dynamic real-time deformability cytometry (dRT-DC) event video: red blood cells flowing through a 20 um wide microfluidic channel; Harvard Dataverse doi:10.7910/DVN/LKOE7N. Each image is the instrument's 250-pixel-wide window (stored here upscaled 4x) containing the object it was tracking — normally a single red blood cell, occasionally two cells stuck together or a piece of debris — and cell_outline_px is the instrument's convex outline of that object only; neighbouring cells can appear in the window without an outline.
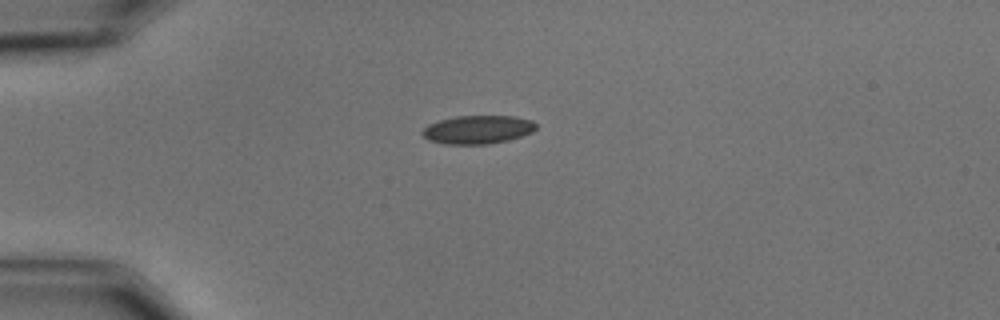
{"species": "common noctule bat (a hibernating species)", "species_latin": "Nyctalus noctula", "temperature_condition": "cold", "stored_images_in_passage": 43, "camera_frame_rate_fps": 3000, "um_per_image_px": 0.085, "animal": {"sex": "male", "body_mass_g": 15.6}, "frame": {"image": 1, "passage_image": 1, "time_ms": 0.0, "image_size_px": [1000, 320], "cell_outline_px": [[536, 128], [532, 132], [508, 140], [488, 144], [444, 144], [428, 140], [420, 132], [428, 124], [440, 120], [456, 116], [516, 116], [532, 120], [536, 124]], "centroid_in_image_um": [40.6, 11.01], "position_along_channel_um": 44.4, "area_um2": 18.84}}
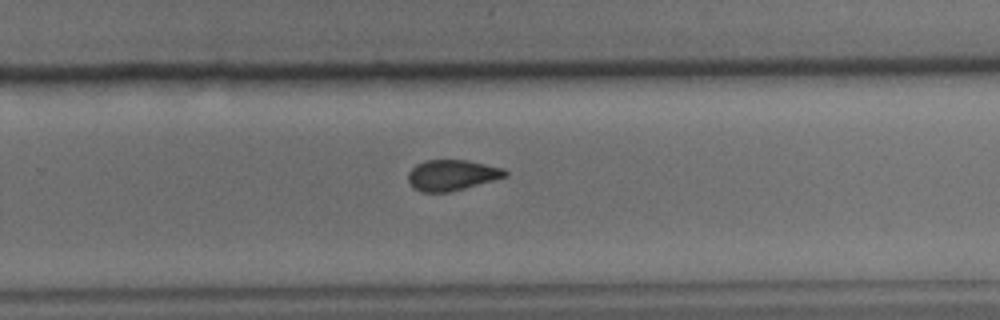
{"frame": {"image": 2, "passage_image": 24, "time_ms": 7.667, "image_size_px": [1000, 320], "cell_outline_px": [[508, 176], [452, 192], [424, 192], [412, 188], [408, 180], [408, 172], [416, 164], [424, 160], [468, 160], [504, 168], [508, 172]], "centroid_in_image_um": [38.42, 14.88], "position_along_channel_um": 291.4, "area_um2": 17.57}}
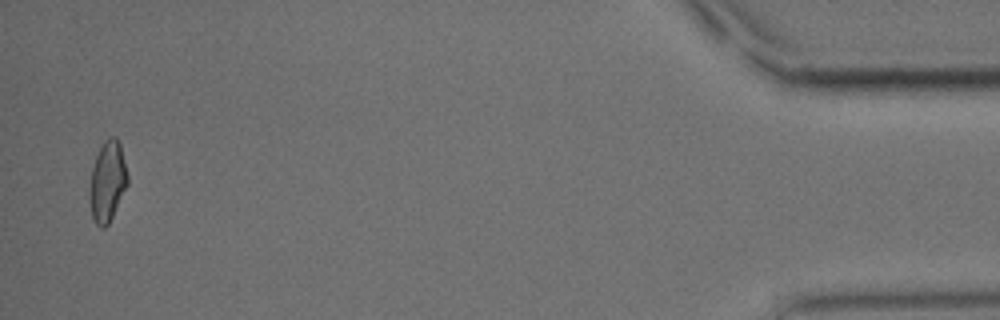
{"frame": {"image": 3, "passage_image": 42, "time_ms": 13.667, "image_size_px": [1000, 320], "cell_outline_px": [[128, 184], [108, 224], [104, 228], [100, 228], [96, 224], [92, 216], [88, 196], [88, 192], [92, 168], [96, 156], [104, 140], [108, 136], [116, 136], [120, 144], [128, 176]], "centroid_in_image_um": [9.12, 15.42], "position_along_channel_um": 426.1, "area_um2": 17.86}, "authors_computed_cell_mechanics": {"area_um2": 18.1492, "velocity_mm_per_s": 3.5488, "shape_relaxation_time_tau1_ms": 8.3448, "shape_relaxation_time_tau2_ms": 1.943, "deformation_change_tau1": 0.1551, "deformation_change_tau2": 0.0689}}